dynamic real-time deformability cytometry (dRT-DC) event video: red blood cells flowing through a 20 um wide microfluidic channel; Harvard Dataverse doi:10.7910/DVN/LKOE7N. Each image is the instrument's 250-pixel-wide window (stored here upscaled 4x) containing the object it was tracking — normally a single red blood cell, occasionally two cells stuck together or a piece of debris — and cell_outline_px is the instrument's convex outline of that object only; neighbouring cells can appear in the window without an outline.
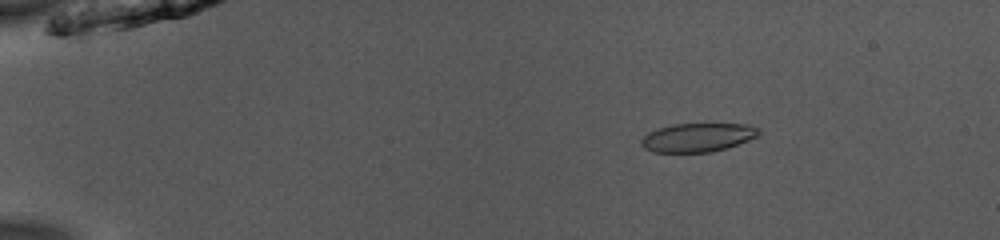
{"species": "common noctule bat (a hibernating species)", "species_latin": "Nyctalus noctula", "temperature_condition": "room temperature", "stored_images_in_passage": 52, "camera_frame_rate_fps": 3000, "um_per_image_px": 0.085, "animal": {"sex": "male", "body_mass_g": 13.0, "forearm_length_mm": 53.1}, "frame": {"image": 1, "passage_image": 9, "time_ms": 2.667, "image_size_px": [1000, 240], "cell_outline_px": [[760, 136], [728, 148], [712, 152], [652, 152], [644, 148], [640, 144], [640, 140], [648, 132], [672, 124], [748, 124], [760, 128]], "centroid_in_image_um": [59.34, 11.69], "position_along_channel_um": 25.7, "area_um2": 19.88}}
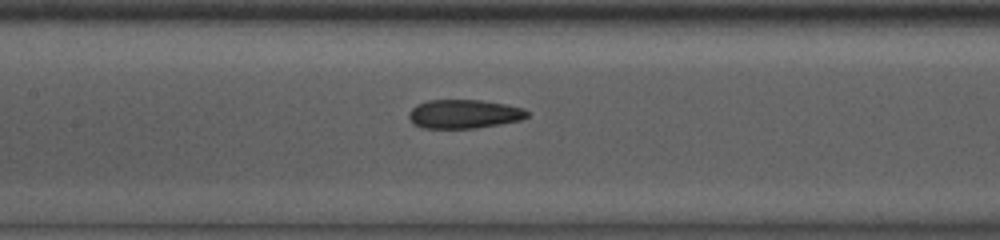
{"frame": {"image": 2, "passage_image": 26, "time_ms": 8.333, "image_size_px": [1000, 240], "cell_outline_px": [[528, 116], [520, 120], [500, 124], [476, 128], [424, 128], [412, 124], [408, 116], [408, 112], [416, 104], [428, 100], [480, 100], [504, 104], [524, 108], [528, 112]], "centroid_in_image_um": [39.4, 9.69], "position_along_channel_um": 168.0, "area_um2": 19.94}}
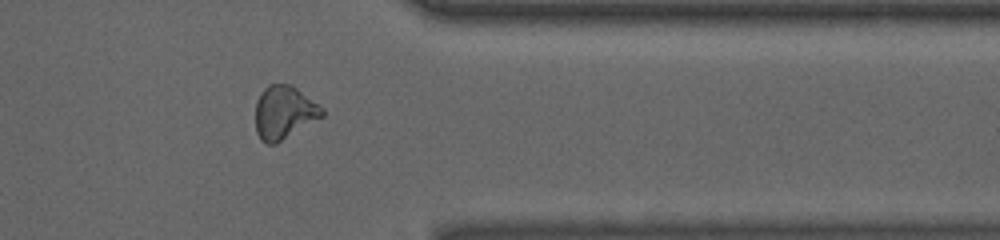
{"frame": {"image": 3, "passage_image": 43, "time_ms": 14.0, "image_size_px": [1000, 240], "cell_outline_px": [[324, 116], [276, 144], [268, 144], [260, 140], [256, 132], [256, 100], [260, 92], [268, 84], [288, 84], [296, 88], [324, 108]], "centroid_in_image_um": [24.13, 9.57], "position_along_channel_um": 387.3, "area_um2": 20.75}, "authors_computed_cell_mechanics": {"area_um2": 20.5479, "velocity_mm_per_s": 3.9683, "shape_relaxation_time_tau1_ms": null, "shape_relaxation_time_tau2_ms": 1.8035, "deformation_change_tau1": null, "deformation_change_tau2": 0.0896}}